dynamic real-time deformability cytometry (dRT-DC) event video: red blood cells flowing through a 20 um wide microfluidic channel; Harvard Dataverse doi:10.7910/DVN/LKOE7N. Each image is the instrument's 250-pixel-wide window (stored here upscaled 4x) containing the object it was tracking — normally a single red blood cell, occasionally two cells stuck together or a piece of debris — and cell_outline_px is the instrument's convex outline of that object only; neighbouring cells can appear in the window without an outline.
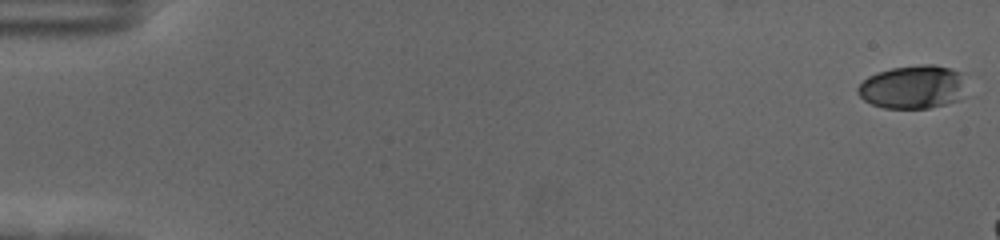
{"species": "human", "species_latin": "Homo sapiens", "temperature_condition": "cold", "stored_images_in_passage": 15, "camera_frame_rate_fps": 3000, "um_per_image_px": 0.085, "donor": {"sex": "female"}, "frame": {"image": 1, "passage_image": 1, "time_ms": 0.0, "image_size_px": [1000, 240], "cell_outline_px": [[960, 100], [928, 108], [884, 108], [872, 104], [864, 100], [856, 92], [856, 88], [868, 76], [876, 72], [892, 68], [920, 64], [932, 64], [948, 68], [960, 72]], "centroid_in_image_um": [77.48, 7.39], "position_along_channel_um": 7.5, "area_um2": 26.93}}